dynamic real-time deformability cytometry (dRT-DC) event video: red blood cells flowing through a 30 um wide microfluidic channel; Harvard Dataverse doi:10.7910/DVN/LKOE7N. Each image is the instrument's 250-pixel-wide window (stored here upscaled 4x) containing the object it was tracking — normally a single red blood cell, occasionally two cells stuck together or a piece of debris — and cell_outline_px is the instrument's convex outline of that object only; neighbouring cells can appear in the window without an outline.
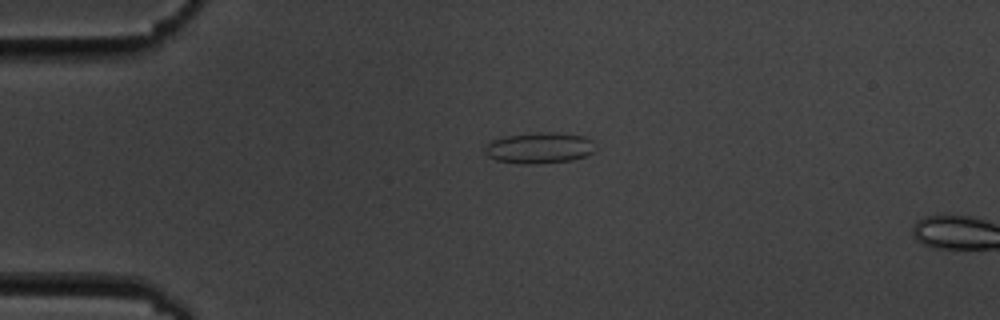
{"species": "common noctule bat (a hibernating species)", "species_latin": "Nyctalus noctula", "temperature_condition": "cold", "stored_images_in_passage": 2, "camera_frame_rate_fps": 3000, "um_per_image_px": 0.085, "animal": {"sex": "male", "body_mass_g": 19.5, "forearm_length_mm": 54.6}, "frame": {"image": 1, "passage_image": 1, "time_ms": 0.0, "image_size_px": [1000, 320], "cell_outline_px": [[596, 152], [588, 156], [572, 160], [536, 164], [520, 164], [496, 160], [488, 156], [484, 152], [488, 144], [492, 140], [504, 136], [540, 132], [556, 132], [584, 136], [592, 140], [596, 148]], "centroid_in_image_um": [45.9, 12.58], "position_along_channel_um": 39.1, "area_um2": 20.23}}